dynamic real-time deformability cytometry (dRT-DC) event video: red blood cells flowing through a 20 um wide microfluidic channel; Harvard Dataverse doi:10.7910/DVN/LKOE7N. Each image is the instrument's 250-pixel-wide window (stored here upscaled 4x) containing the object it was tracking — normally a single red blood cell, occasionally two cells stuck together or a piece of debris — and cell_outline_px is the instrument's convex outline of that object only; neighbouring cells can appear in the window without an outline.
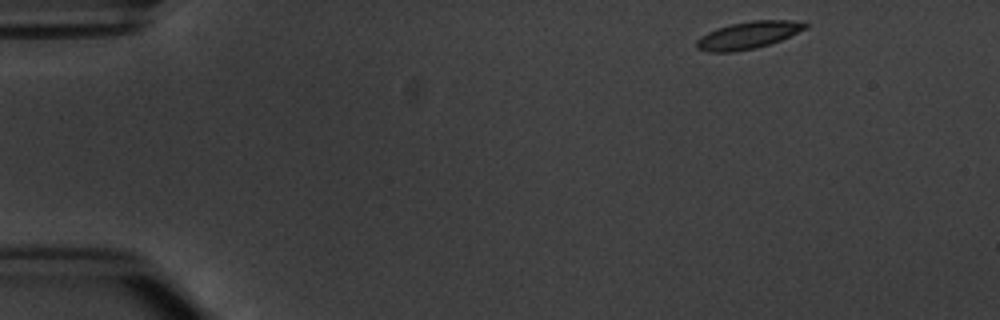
{"species": "common noctule bat (a hibernating species)", "species_latin": "Nyctalus noctula", "temperature_condition": "warm", "stored_images_in_passage": 4, "camera_frame_rate_fps": 3000, "um_per_image_px": 0.085, "animal": {"sex": "male", "body_mass_g": 20.1, "forearm_length_mm": 53.5}, "frame": {"image": 1, "passage_image": 1, "time_ms": 0.0, "image_size_px": [1000, 320], "cell_outline_px": [[808, 28], [780, 40], [756, 48], [732, 52], [708, 52], [696, 48], [696, 40], [700, 36], [716, 28], [732, 24], [752, 20], [804, 20], [808, 24]], "centroid_in_image_um": [63.62, 2.98], "position_along_channel_um": 21.4, "area_um2": 17.4}}
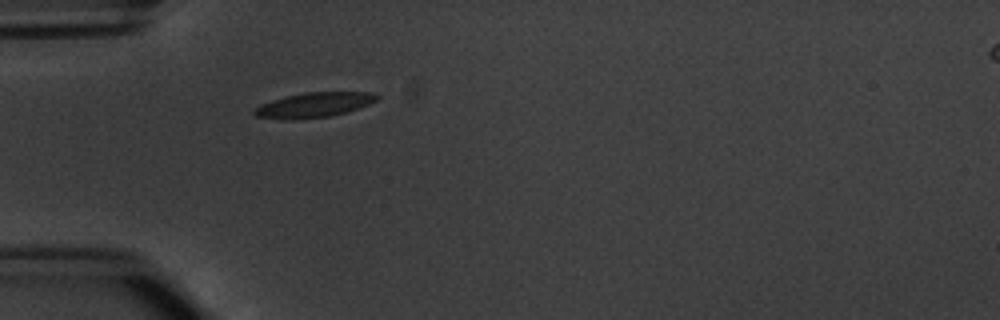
{"frame": {"image": 2, "passage_image": 4, "time_ms": 3.333, "image_size_px": [1000, 320], "cell_outline_px": [[380, 96], [376, 100], [368, 104], [344, 112], [328, 116], [292, 120], [284, 120], [256, 116], [252, 112], [260, 104], [272, 100], [304, 92], [368, 92]], "centroid_in_image_um": [26.63, 8.92], "position_along_channel_um": 58.4, "area_um2": 17.46}}